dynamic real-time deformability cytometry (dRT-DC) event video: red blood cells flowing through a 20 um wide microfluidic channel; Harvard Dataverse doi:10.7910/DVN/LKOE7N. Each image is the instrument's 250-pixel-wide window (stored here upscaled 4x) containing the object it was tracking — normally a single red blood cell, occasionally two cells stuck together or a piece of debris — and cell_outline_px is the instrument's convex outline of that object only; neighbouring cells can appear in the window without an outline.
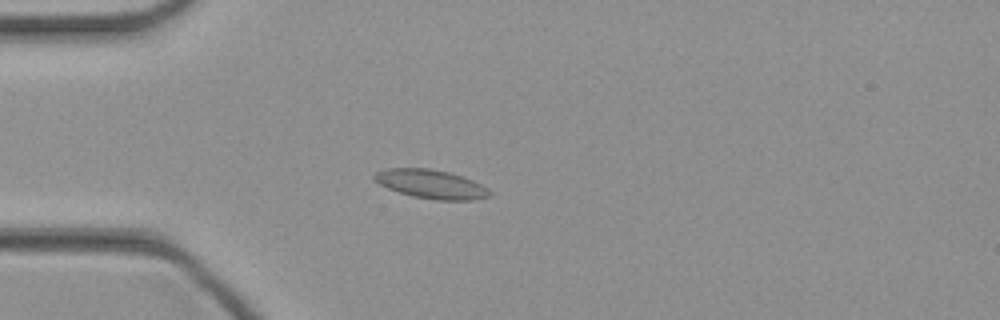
{"species": "common noctule bat (a hibernating species)", "species_latin": "Nyctalus noctula", "temperature_condition": "cold", "stored_images_in_passage": 46, "camera_frame_rate_fps": 3000, "um_per_image_px": 0.085, "animal": {"sex": "female", "body_mass_g": 21.9}, "frame": {"image": 1, "passage_image": 13, "time_ms": 4.0, "image_size_px": [1000, 320], "cell_outline_px": [[492, 196], [476, 200], [436, 200], [412, 196], [388, 188], [380, 184], [372, 176], [376, 172], [384, 168], [428, 168], [448, 172], [472, 180], [488, 188], [492, 192]], "centroid_in_image_um": [36.67, 15.65], "position_along_channel_um": 48.3, "area_um2": 19.36}}
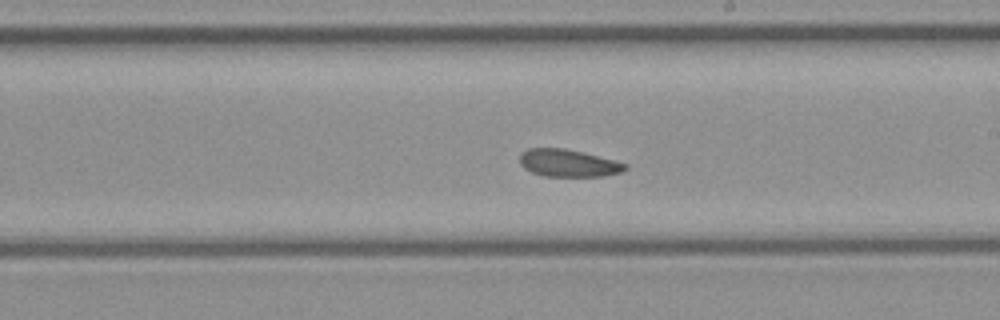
{"frame": {"image": 2, "passage_image": 27, "time_ms": 8.667, "image_size_px": [1000, 320], "cell_outline_px": [[628, 168], [624, 172], [604, 176], [544, 176], [532, 172], [524, 168], [520, 164], [520, 152], [528, 148], [564, 148], [584, 152], [616, 160], [628, 164]], "centroid_in_image_um": [48.34, 13.86], "position_along_channel_um": 240.7, "area_um2": 17.11}}
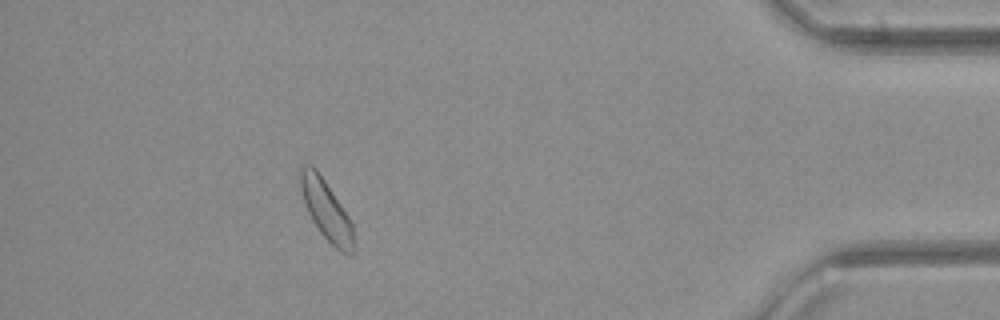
{"frame": {"image": 3, "passage_image": 42, "time_ms": 13.667, "image_size_px": [1000, 320], "cell_outline_px": [[356, 252], [352, 256], [340, 252], [320, 232], [312, 220], [304, 204], [300, 188], [296, 168], [304, 164], [312, 164], [316, 168], [348, 216], [352, 224], [356, 244]], "centroid_in_image_um": [27.71, 17.85], "position_along_channel_um": 407.5, "area_um2": 19.07}}